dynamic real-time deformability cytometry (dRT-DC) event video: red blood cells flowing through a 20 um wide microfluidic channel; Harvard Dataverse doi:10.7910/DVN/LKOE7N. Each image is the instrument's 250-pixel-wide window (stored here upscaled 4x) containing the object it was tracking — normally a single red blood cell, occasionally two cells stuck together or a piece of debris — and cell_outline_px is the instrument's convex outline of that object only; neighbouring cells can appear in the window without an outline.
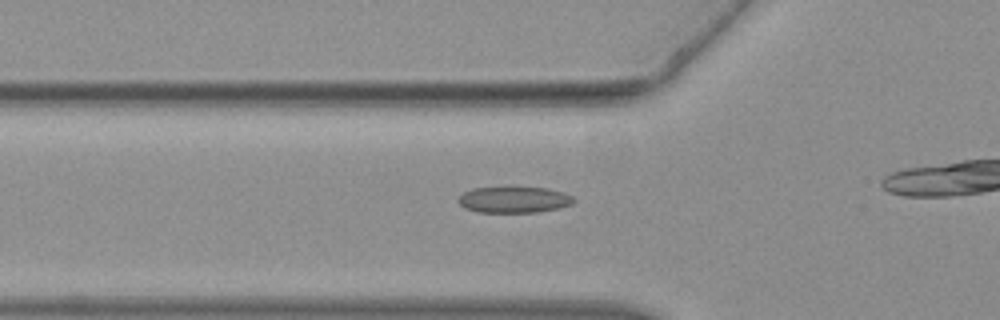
{"species": "common noctule bat (a hibernating species)", "species_latin": "Nyctalus noctula", "temperature_condition": "warm", "stored_images_in_passage": 35, "camera_frame_rate_fps": 3000, "um_per_image_px": 0.085, "animal": {"sex": "female", "body_mass_g": 19.3, "forearm_length_mm": 54.1}, "frame": {"image": 1, "passage_image": 14, "time_ms": 4.333, "image_size_px": [1000, 320], "cell_outline_px": [[576, 200], [572, 204], [560, 208], [536, 212], [476, 212], [464, 208], [456, 200], [464, 192], [472, 188], [512, 184], [548, 188], [564, 192], [572, 196]], "centroid_in_image_um": [43.68, 16.92], "position_along_channel_um": 82.1, "area_um2": 18.67}}
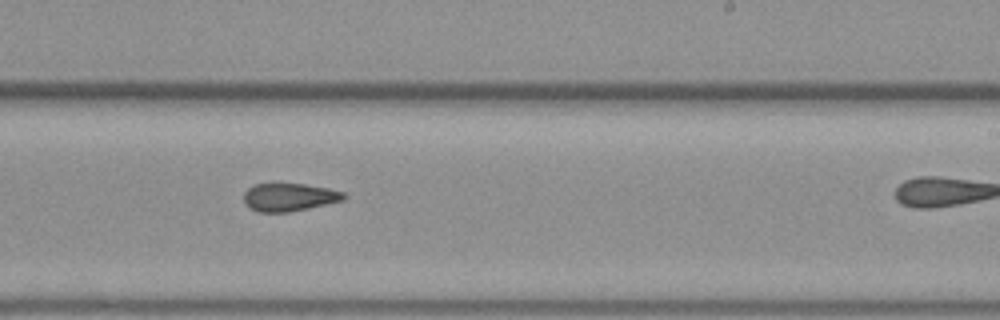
{"frame": {"image": 2, "passage_image": 26, "time_ms": 8.333, "image_size_px": [1000, 320], "cell_outline_px": [[348, 196], [344, 200], [308, 208], [288, 212], [256, 212], [248, 208], [244, 204], [244, 192], [248, 188], [256, 184], [272, 180], [304, 184], [328, 188], [344, 192]], "centroid_in_image_um": [24.53, 16.72], "position_along_channel_um": 264.5, "area_um2": 17.05}}
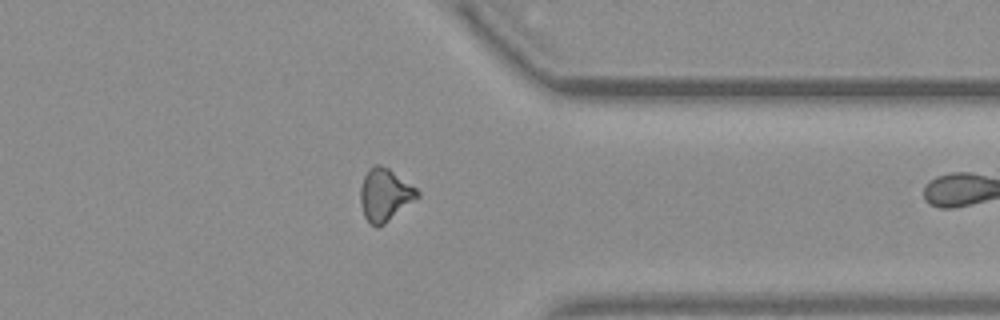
{"frame": {"image": 3, "passage_image": 34, "time_ms": 11.0, "image_size_px": [1000, 320], "cell_outline_px": [[420, 196], [384, 224], [376, 228], [368, 224], [364, 216], [360, 204], [360, 188], [364, 176], [368, 168], [376, 164], [380, 164], [388, 168], [416, 188], [420, 192]], "centroid_in_image_um": [32.68, 16.58], "position_along_channel_um": 378.7, "area_um2": 17.51}}